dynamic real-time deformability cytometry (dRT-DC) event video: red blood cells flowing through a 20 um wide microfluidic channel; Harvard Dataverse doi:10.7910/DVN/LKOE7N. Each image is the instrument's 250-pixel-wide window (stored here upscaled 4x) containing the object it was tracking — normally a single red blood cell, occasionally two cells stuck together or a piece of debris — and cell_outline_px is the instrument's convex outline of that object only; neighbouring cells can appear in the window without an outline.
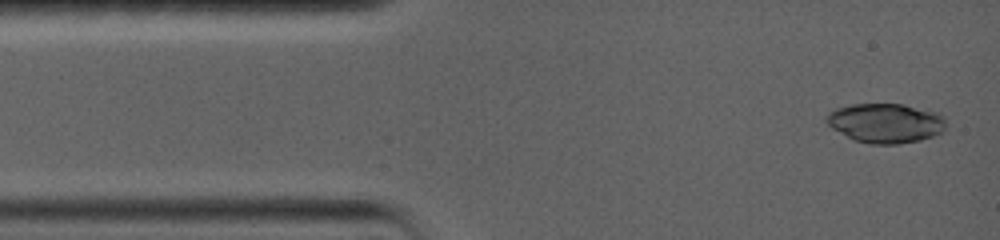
{"species": "common noctule bat (a hibernating species)", "species_latin": "Nyctalus noctula", "temperature_condition": "warm", "stored_images_in_passage": 9, "camera_frame_rate_fps": 5000, "um_per_image_px": 0.085, "animal": {"sex": "female", "body_mass_g": 19.0, "forearm_length_mm": 56.7}, "frame": {"image": 1, "passage_image": 1, "time_ms": 0.0, "image_size_px": [1000, 240], "cell_outline_px": [[944, 132], [920, 140], [900, 144], [872, 144], [852, 140], [832, 128], [824, 120], [824, 116], [828, 112], [836, 108], [852, 104], [904, 104], [936, 112], [944, 116]], "centroid_in_image_um": [75.24, 10.46], "position_along_channel_um": 9.8, "area_um2": 27.74}}
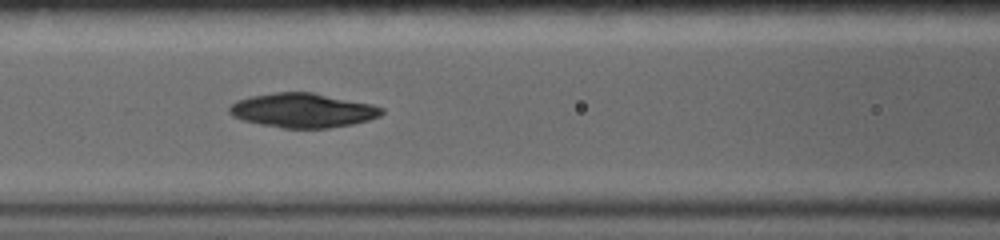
{"frame": {"image": 2, "passage_image": 6, "time_ms": 5.4, "image_size_px": [1000, 240], "cell_outline_px": [[384, 112], [380, 116], [368, 120], [352, 124], [328, 128], [284, 128], [260, 124], [244, 120], [232, 116], [228, 112], [228, 108], [236, 100], [252, 96], [276, 92], [312, 92], [372, 104], [384, 108]], "centroid_in_image_um": [25.74, 9.38], "position_along_channel_um": 140.9, "area_um2": 30.4}}
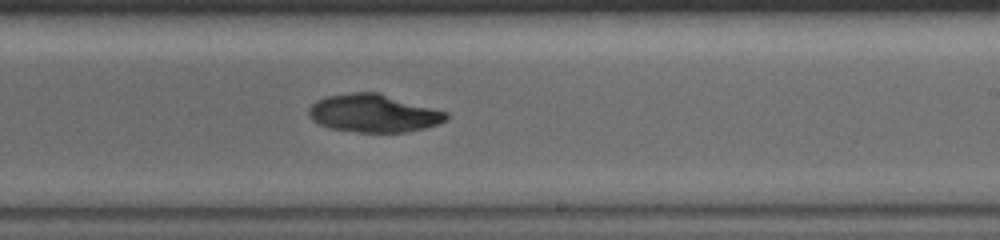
{"frame": {"image": 3, "passage_image": 9, "time_ms": 8.6, "image_size_px": [1000, 240], "cell_outline_px": [[448, 120], [424, 128], [404, 132], [360, 132], [332, 128], [320, 124], [312, 120], [308, 116], [308, 108], [316, 100], [328, 96], [352, 92], [380, 92], [448, 112]], "centroid_in_image_um": [31.76, 9.61], "position_along_channel_um": 257.2, "area_um2": 30.4}}